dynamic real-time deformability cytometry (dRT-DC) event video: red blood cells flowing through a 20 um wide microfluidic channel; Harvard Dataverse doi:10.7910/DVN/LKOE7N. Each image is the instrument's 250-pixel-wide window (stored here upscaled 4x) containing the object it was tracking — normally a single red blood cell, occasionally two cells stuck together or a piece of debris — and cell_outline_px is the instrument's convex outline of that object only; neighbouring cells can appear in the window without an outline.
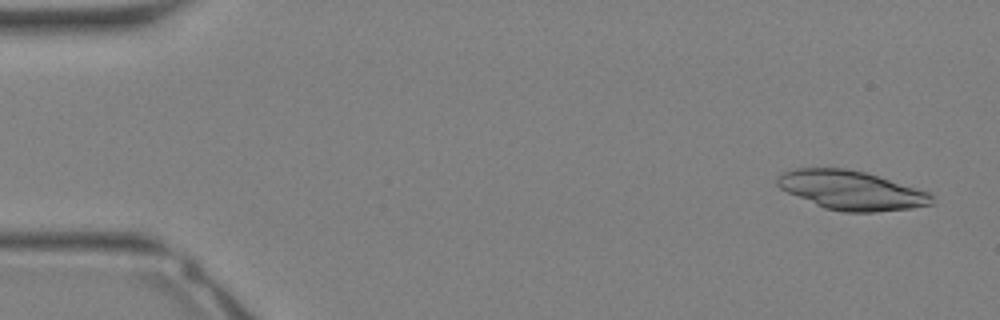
{"species": "Egyptian fruit bat (a non-hibernating species)", "species_latin": "Rousettus aegyptiacus", "temperature_condition": "warm", "stored_images_in_passage": 13, "camera_frame_rate_fps": 3000, "um_per_image_px": 0.085, "animal": {"sex": "female"}, "frame": {"image": 1, "passage_image": 2, "time_ms": 0.333, "image_size_px": [1000, 320], "cell_outline_px": [[932, 204], [912, 208], [876, 212], [844, 212], [824, 208], [788, 192], [780, 188], [776, 184], [776, 176], [780, 172], [792, 168], [844, 168], [864, 172], [928, 192], [932, 196]], "centroid_in_image_um": [72.29, 16.17], "position_along_channel_um": 12.7, "area_um2": 34.91}}